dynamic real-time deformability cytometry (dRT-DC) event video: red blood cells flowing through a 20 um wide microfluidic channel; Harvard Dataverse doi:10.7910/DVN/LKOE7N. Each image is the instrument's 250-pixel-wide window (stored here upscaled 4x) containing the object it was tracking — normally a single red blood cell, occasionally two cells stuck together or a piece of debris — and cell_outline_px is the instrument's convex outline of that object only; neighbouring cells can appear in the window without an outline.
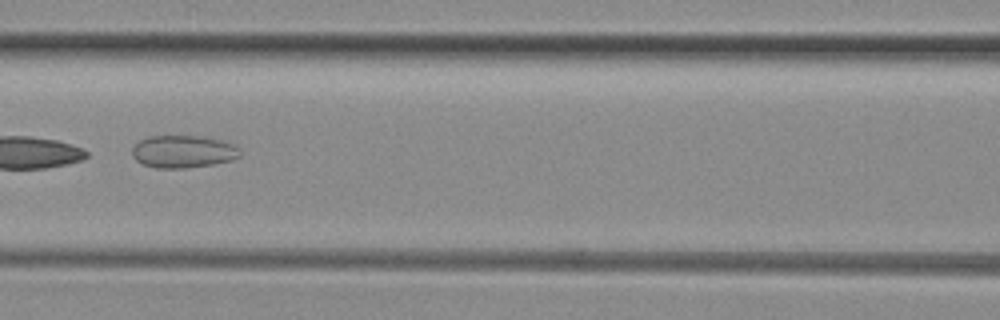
{"species": "common noctule bat (a hibernating species)", "species_latin": "Nyctalus noctula", "temperature_condition": "room temperature", "stored_images_in_passage": 20, "camera_frame_rate_fps": 3000, "um_per_image_px": 0.085, "animal": {"sex": "female", "body_mass_g": 29.2, "forearm_length_mm": 56.3}, "frame": {"image": 1, "passage_image": 9, "time_ms": 2.667, "image_size_px": [1000, 320], "cell_outline_px": [[240, 156], [232, 160], [212, 164], [188, 168], [156, 168], [144, 164], [136, 160], [132, 156], [132, 148], [140, 140], [148, 136], [204, 136], [220, 140], [232, 144], [240, 148]], "centroid_in_image_um": [15.57, 12.88], "position_along_channel_um": 151.0, "area_um2": 20.46}}
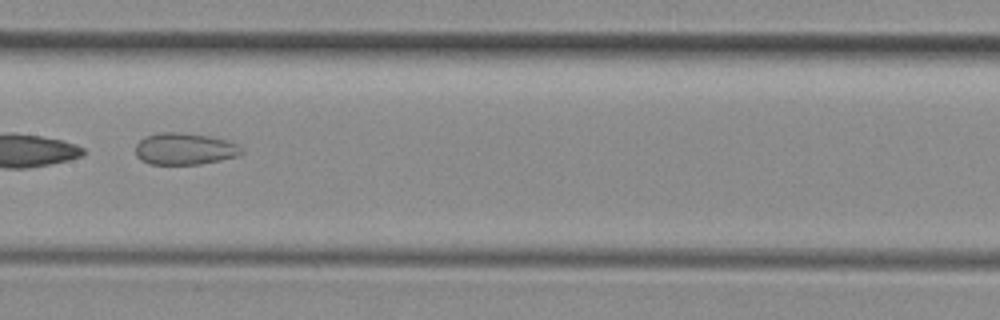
{"frame": {"image": 2, "passage_image": 12, "time_ms": 3.667, "image_size_px": [1000, 320], "cell_outline_px": [[244, 152], [236, 156], [220, 160], [200, 164], [148, 164], [140, 160], [136, 156], [136, 144], [144, 136], [160, 132], [180, 132], [208, 136], [224, 140], [236, 144]], "centroid_in_image_um": [15.63, 12.65], "position_along_channel_um": 191.8, "area_um2": 19.54}}
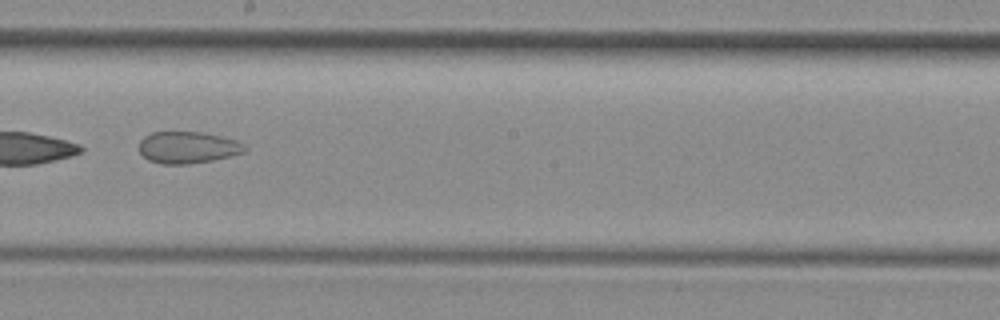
{"frame": {"image": 3, "passage_image": 15, "time_ms": 4.667, "image_size_px": [1000, 320], "cell_outline_px": [[248, 148], [244, 152], [212, 160], [188, 164], [160, 164], [148, 160], [140, 152], [140, 140], [144, 136], [152, 132], [200, 132], [220, 136], [236, 140], [244, 144]], "centroid_in_image_um": [15.95, 12.53], "position_along_channel_um": 232.3, "area_um2": 19.48}}